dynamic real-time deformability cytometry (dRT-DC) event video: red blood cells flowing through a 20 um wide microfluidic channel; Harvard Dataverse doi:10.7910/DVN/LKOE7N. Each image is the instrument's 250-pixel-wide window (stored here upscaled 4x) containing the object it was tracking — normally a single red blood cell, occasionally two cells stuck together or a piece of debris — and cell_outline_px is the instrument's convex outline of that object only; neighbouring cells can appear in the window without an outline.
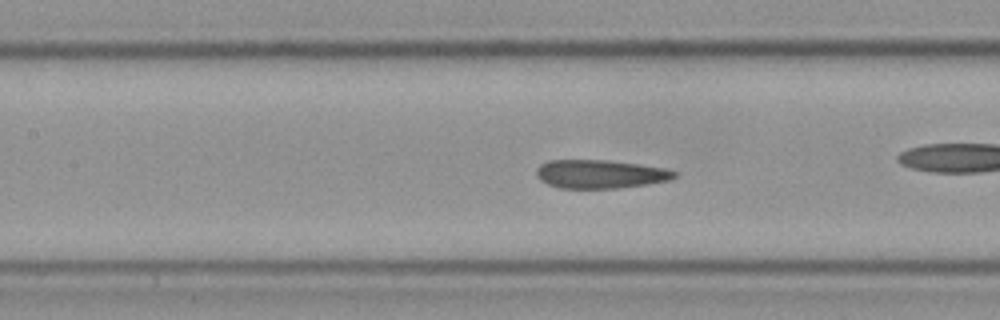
{"species": "Egyptian fruit bat (a non-hibernating species)", "species_latin": "Rousettus aegyptiacus", "temperature_condition": "cold", "stored_images_in_passage": 35, "camera_frame_rate_fps": 3000, "um_per_image_px": 0.085, "frame": {"image": 1, "passage_image": 11, "time_ms": 3.333, "image_size_px": [1000, 320], "cell_outline_px": [[676, 176], [668, 180], [648, 184], [620, 188], [560, 188], [548, 184], [540, 180], [536, 176], [536, 168], [540, 164], [548, 160], [608, 160], [664, 168], [676, 172]], "centroid_in_image_um": [50.96, 14.79], "position_along_channel_um": 156.4, "area_um2": 22.89}}